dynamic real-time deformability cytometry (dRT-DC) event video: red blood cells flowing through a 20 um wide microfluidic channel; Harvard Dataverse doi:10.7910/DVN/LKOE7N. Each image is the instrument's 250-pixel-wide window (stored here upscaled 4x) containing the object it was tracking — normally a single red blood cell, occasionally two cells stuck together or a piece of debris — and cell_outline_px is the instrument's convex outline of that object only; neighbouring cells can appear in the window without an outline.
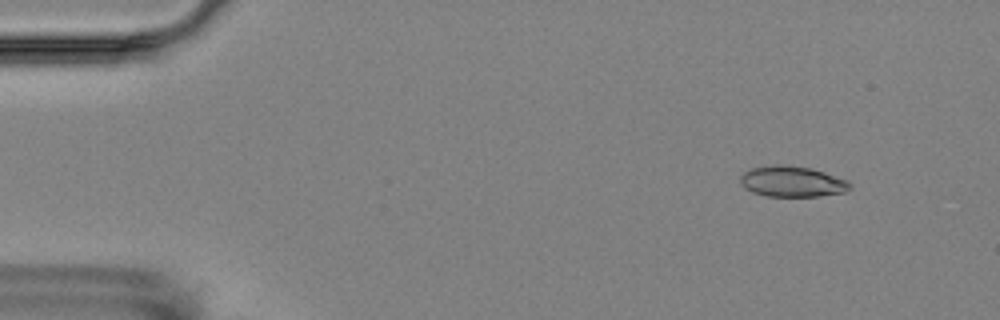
{"species": "Egyptian fruit bat (a non-hibernating species)", "species_latin": "Rousettus aegyptiacus", "temperature_condition": "room temperature", "stored_images_in_passage": 6, "camera_frame_rate_fps": 3000, "um_per_image_px": 0.085, "animal": {"sex": "female"}, "frame": {"image": 1, "passage_image": 2, "time_ms": 1.0, "image_size_px": [1000, 320], "cell_outline_px": [[852, 188], [844, 192], [820, 196], [768, 196], [752, 192], [744, 188], [740, 184], [740, 176], [744, 172], [752, 168], [776, 164], [780, 164], [812, 168], [848, 180], [852, 184]], "centroid_in_image_um": [67.34, 15.43], "position_along_channel_um": 17.7, "area_um2": 19.77}}